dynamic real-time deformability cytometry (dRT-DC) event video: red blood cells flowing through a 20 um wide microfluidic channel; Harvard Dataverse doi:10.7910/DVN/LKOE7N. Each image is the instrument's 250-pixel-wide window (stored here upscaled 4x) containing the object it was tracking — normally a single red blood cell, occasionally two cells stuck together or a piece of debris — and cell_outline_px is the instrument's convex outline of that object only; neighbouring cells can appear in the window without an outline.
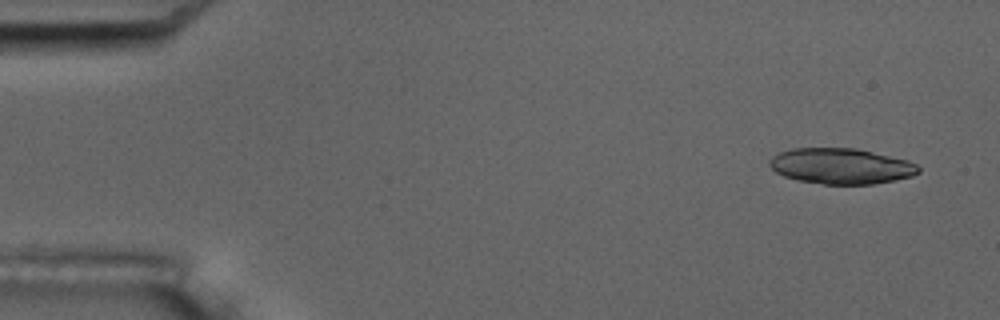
{"species": "common noctule bat (a hibernating species)", "species_latin": "Nyctalus noctula", "temperature_condition": "room temperature", "stored_images_in_passage": 8, "camera_frame_rate_fps": 3000, "um_per_image_px": 0.085, "animal": {"sex": "male", "body_mass_g": 17.5, "forearm_length_mm": 52.3}, "frame": {"image": 1, "passage_image": 1, "time_ms": 0.0, "image_size_px": [1000, 320], "cell_outline_px": [[920, 172], [912, 176], [896, 180], [872, 184], [824, 184], [796, 180], [784, 176], [776, 172], [768, 164], [768, 160], [772, 156], [780, 152], [792, 148], [856, 148], [908, 160], [916, 164], [920, 168]], "centroid_in_image_um": [71.48, 14.12], "position_along_channel_um": 13.5, "area_um2": 31.1}}